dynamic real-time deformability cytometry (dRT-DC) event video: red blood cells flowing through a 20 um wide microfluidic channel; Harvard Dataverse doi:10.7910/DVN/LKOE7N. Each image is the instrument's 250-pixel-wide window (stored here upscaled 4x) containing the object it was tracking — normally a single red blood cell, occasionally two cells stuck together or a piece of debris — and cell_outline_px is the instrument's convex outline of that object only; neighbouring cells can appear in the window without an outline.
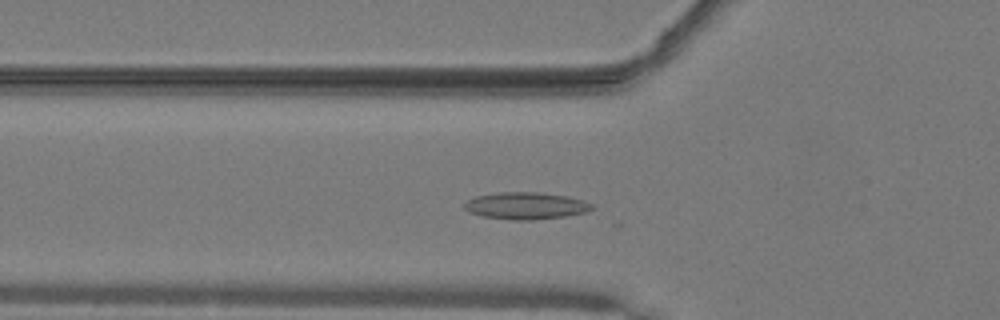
{"species": "common noctule bat (a hibernating species)", "species_latin": "Nyctalus noctula", "temperature_condition": "warm", "stored_images_in_passage": 23, "camera_frame_rate_fps": 3000, "um_per_image_px": 0.085, "animal": {"sex": "male", "body_mass_g": 19.2, "forearm_length_mm": 51.8}, "frame": {"image": 1, "passage_image": 12, "time_ms": 3.667, "image_size_px": [1000, 320], "cell_outline_px": [[596, 208], [588, 212], [568, 216], [532, 220], [516, 220], [480, 216], [468, 212], [464, 208], [464, 204], [468, 200], [476, 196], [500, 192], [536, 192], [564, 196], [584, 200], [592, 204]], "centroid_in_image_um": [44.72, 17.5], "position_along_channel_um": 81.1, "area_um2": 20.17}}
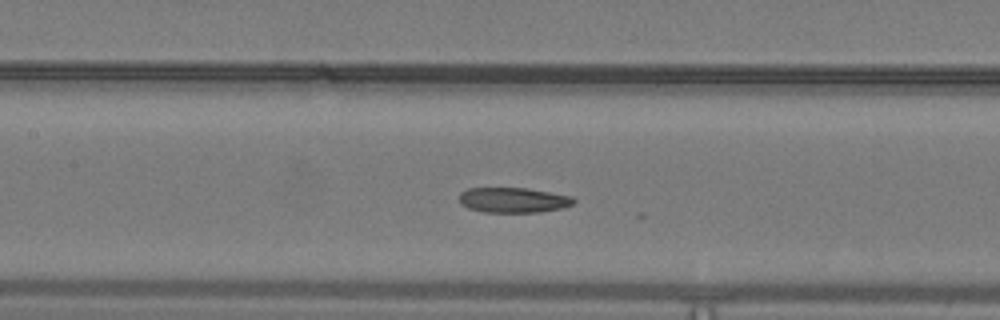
{"frame": {"image": 2, "passage_image": 18, "time_ms": 5.667, "image_size_px": [1000, 320], "cell_outline_px": [[576, 200], [572, 204], [560, 208], [540, 212], [484, 212], [468, 208], [460, 204], [460, 192], [468, 188], [524, 188], [572, 196]], "centroid_in_image_um": [43.6, 17.0], "position_along_channel_um": 163.8, "area_um2": 16.65}}
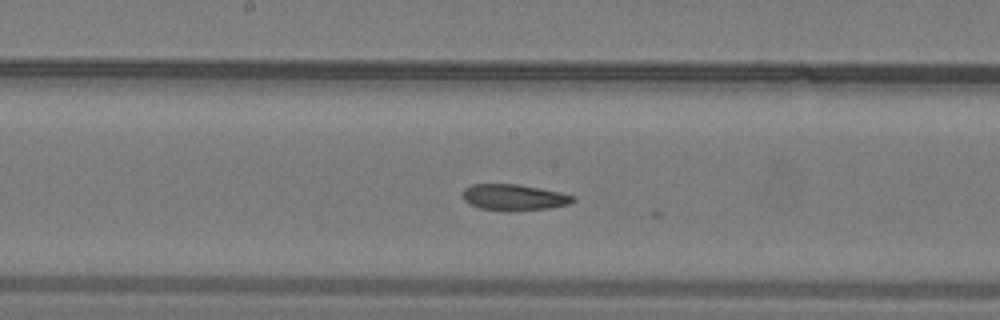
{"frame": {"image": 3, "passage_image": 21, "time_ms": 6.667, "image_size_px": [1000, 320], "cell_outline_px": [[576, 200], [568, 204], [552, 208], [508, 212], [480, 208], [464, 200], [464, 188], [472, 184], [516, 184], [560, 192], [576, 196]], "centroid_in_image_um": [43.73, 16.79], "position_along_channel_um": 204.5, "area_um2": 16.88}}